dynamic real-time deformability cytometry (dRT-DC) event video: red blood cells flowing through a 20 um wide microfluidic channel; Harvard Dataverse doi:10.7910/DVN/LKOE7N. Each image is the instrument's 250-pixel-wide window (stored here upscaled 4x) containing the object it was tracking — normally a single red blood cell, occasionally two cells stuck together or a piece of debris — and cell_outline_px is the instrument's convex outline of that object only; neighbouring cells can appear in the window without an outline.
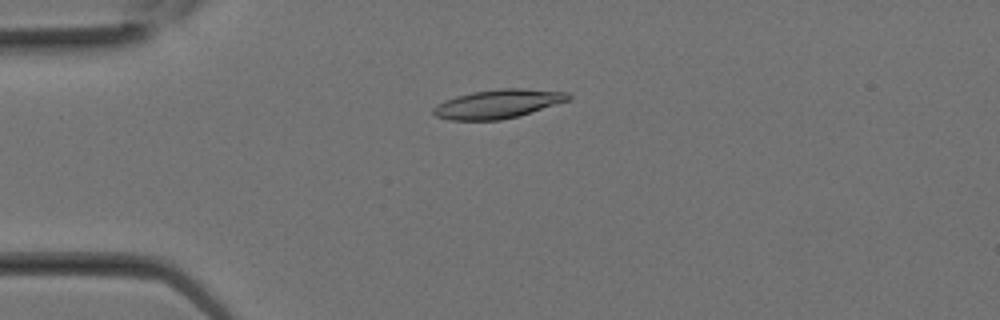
{"species": "Egyptian fruit bat (a non-hibernating species)", "species_latin": "Rousettus aegyptiacus", "temperature_condition": "room temperature", "stored_images_in_passage": 10, "camera_frame_rate_fps": 3000, "um_per_image_px": 0.085, "animal": {"sex": "female"}, "frame": {"image": 1, "passage_image": 7, "time_ms": 2.0, "image_size_px": [1000, 320], "cell_outline_px": [[572, 100], [520, 116], [500, 120], [448, 120], [436, 116], [432, 112], [432, 108], [436, 104], [444, 100], [456, 96], [472, 92], [500, 88], [524, 88], [568, 92], [572, 96]], "centroid_in_image_um": [42.36, 8.83], "position_along_channel_um": 42.6, "area_um2": 23.12}}
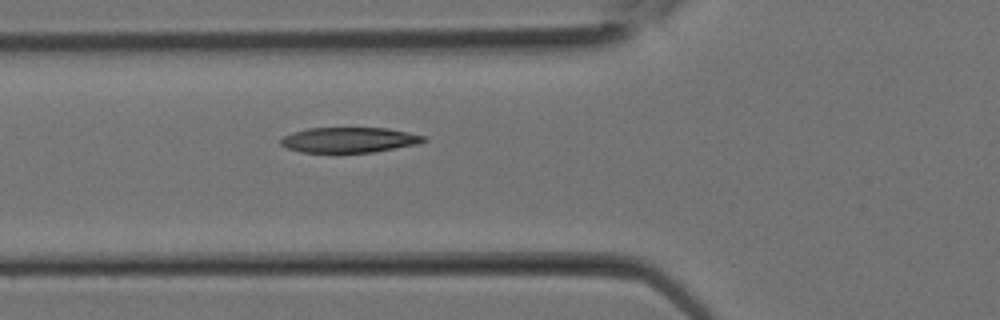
{"frame": {"image": 2, "passage_image": 10, "time_ms": 3.0, "image_size_px": [1000, 320], "cell_outline_px": [[428, 140], [416, 144], [372, 152], [300, 152], [288, 148], [280, 144], [280, 140], [284, 136], [292, 132], [308, 128], [388, 128], [408, 132], [424, 136]], "centroid_in_image_um": [29.66, 11.88], "position_along_channel_um": 96.1, "area_um2": 20.87}}